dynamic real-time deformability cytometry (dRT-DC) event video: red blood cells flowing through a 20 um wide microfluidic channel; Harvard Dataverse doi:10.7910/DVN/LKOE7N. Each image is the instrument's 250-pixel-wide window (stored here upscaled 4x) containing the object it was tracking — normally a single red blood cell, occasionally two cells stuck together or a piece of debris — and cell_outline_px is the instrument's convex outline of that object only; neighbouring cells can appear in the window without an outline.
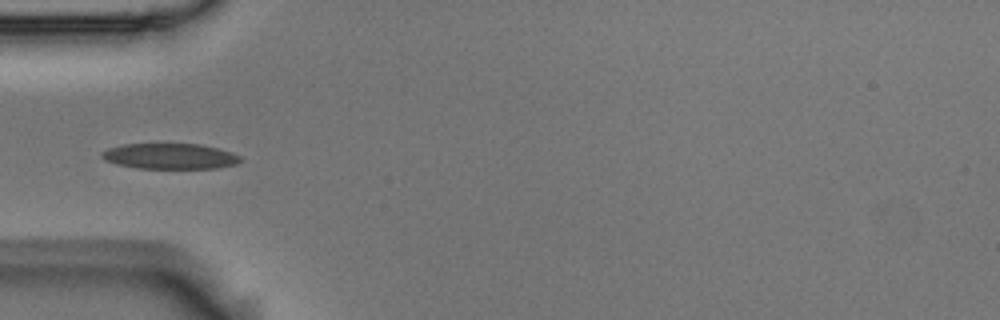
{"species": "Egyptian fruit bat (a non-hibernating species)", "species_latin": "Rousettus aegyptiacus", "temperature_condition": "room temperature", "stored_images_in_passage": 5, "camera_frame_rate_fps": 3000, "um_per_image_px": 0.085, "animal": {"sex": "male"}, "frame": {"image": 1, "passage_image": 5, "time_ms": 1.333, "image_size_px": [1000, 320], "cell_outline_px": [[240, 160], [236, 164], [216, 168], [136, 168], [116, 164], [104, 160], [100, 156], [100, 152], [108, 148], [124, 144], [200, 144], [232, 152], [240, 156]], "centroid_in_image_um": [14.39, 13.28], "position_along_channel_um": 70.6, "area_um2": 20.63}}